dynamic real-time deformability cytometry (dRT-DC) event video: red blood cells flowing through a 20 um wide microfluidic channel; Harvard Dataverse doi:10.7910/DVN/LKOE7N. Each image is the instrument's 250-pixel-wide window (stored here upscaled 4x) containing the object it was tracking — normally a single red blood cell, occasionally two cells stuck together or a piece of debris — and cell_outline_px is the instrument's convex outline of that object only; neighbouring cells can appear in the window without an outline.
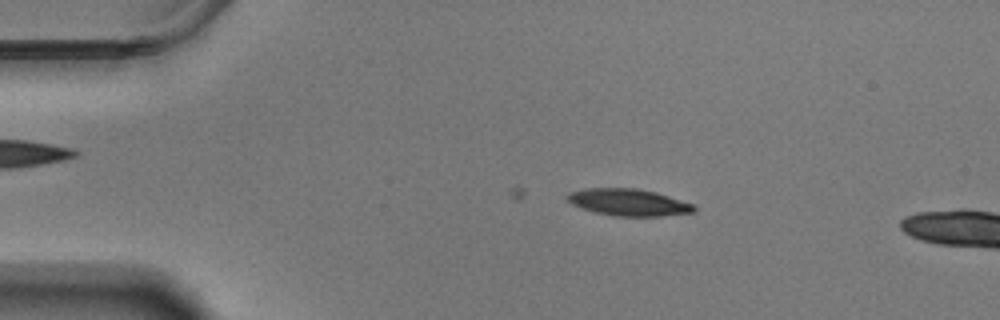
{"species": "Egyptian fruit bat (a non-hibernating species)", "species_latin": "Rousettus aegyptiacus", "temperature_condition": "warm", "stored_images_in_passage": 7, "camera_frame_rate_fps": 3000, "um_per_image_px": 0.085, "animal": {"sex": "male"}, "frame": {"image": 1, "passage_image": 3, "time_ms": 0.667, "image_size_px": [1000, 320], "cell_outline_px": [[696, 208], [692, 212], [660, 216], [616, 216], [596, 212], [572, 204], [564, 196], [568, 192], [584, 188], [636, 188], [656, 192], [692, 204]], "centroid_in_image_um": [53.37, 17.18], "position_along_channel_um": 31.6, "area_um2": 19.65}}